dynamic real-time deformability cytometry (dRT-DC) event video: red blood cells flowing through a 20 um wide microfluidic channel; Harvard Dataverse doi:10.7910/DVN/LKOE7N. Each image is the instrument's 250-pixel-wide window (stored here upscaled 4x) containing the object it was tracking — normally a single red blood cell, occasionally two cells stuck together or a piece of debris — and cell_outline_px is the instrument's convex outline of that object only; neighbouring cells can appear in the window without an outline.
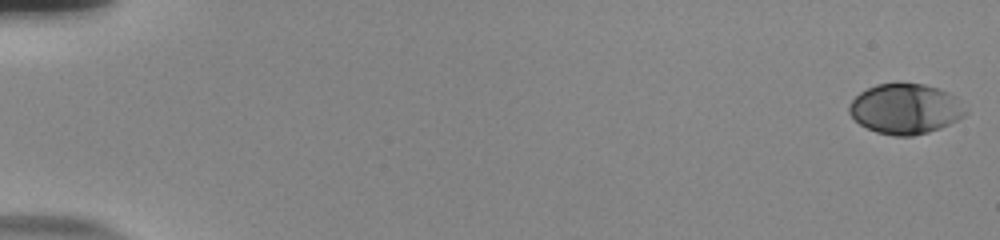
{"species": "human", "species_latin": "Homo sapiens", "temperature_condition": "room temperature", "stored_images_in_passage": 56, "camera_frame_rate_fps": 3000, "um_per_image_px": 0.085, "donor": {"sex": "male"}, "frame": {"image": 1, "passage_image": 1, "time_ms": 0.0, "image_size_px": [1000, 240], "cell_outline_px": [[968, 112], [964, 116], [940, 128], [928, 132], [912, 136], [896, 136], [876, 132], [860, 124], [848, 112], [848, 104], [860, 92], [876, 84], [896, 80], [900, 80], [924, 84], [948, 92], [956, 96]], "centroid_in_image_um": [76.94, 9.21], "position_along_channel_um": 8.1, "area_um2": 34.56}}
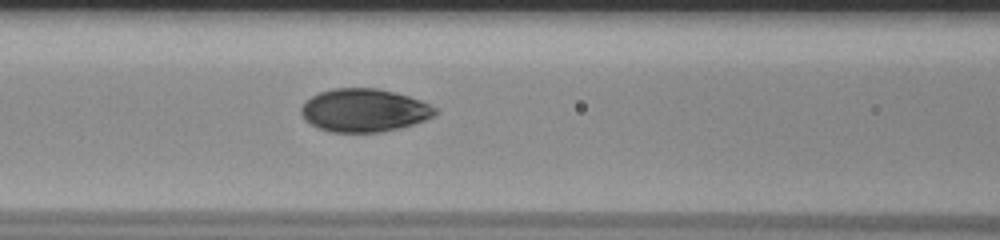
{"frame": {"image": 2, "passage_image": 26, "time_ms": 8.333, "image_size_px": [1000, 240], "cell_outline_px": [[440, 112], [436, 116], [400, 128], [380, 132], [332, 132], [316, 128], [304, 120], [300, 112], [300, 108], [312, 96], [320, 92], [332, 88], [376, 88], [408, 96], [420, 100], [436, 108]], "centroid_in_image_um": [30.94, 9.39], "position_along_channel_um": 135.7, "area_um2": 33.7}}
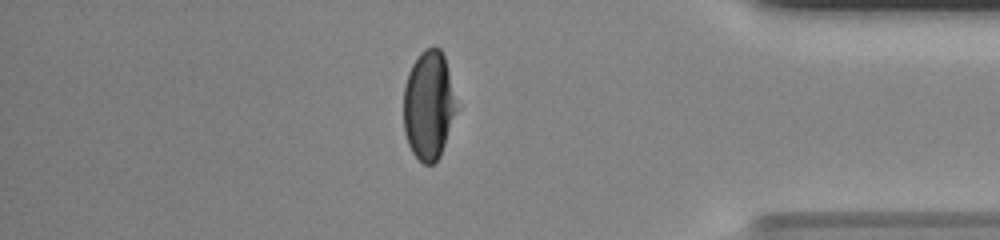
{"frame": {"image": 3, "passage_image": 49, "time_ms": 16.0, "image_size_px": [1000, 240], "cell_outline_px": [[460, 108], [440, 156], [432, 164], [424, 164], [412, 152], [408, 144], [404, 132], [404, 84], [408, 72], [412, 64], [420, 52], [428, 48], [440, 48], [444, 56]], "centroid_in_image_um": [36.47, 8.96], "position_along_channel_um": 398.7, "area_um2": 34.16}, "authors_computed_cell_mechanics": {"area_um2": 34.1598, "velocity_mm_per_s": 3.7517, "shape_relaxation_time_tau1_ms": 4.647, "shape_relaxation_time_tau2_ms": null, "deformation_change_tau1": 0.1878, "deformation_change_tau2": null}}